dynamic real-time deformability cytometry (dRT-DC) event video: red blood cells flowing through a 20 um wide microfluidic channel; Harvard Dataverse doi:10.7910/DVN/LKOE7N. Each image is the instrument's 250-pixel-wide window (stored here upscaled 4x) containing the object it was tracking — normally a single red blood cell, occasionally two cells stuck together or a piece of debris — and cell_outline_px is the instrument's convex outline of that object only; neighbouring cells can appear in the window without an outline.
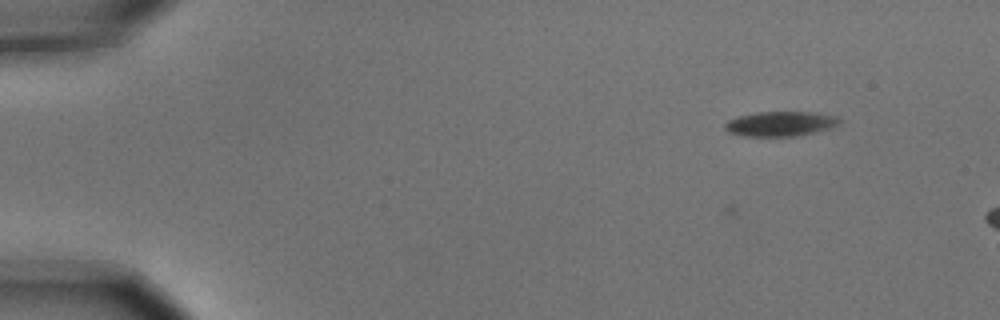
{"species": "common noctule bat (a hibernating species)", "species_latin": "Nyctalus noctula", "temperature_condition": "cold", "stored_images_in_passage": 5, "camera_frame_rate_fps": 3000, "um_per_image_px": 0.085, "animal": {"sex": "male", "body_mass_g": 15.6}, "frame": {"image": 1, "passage_image": 3, "time_ms": 0.667, "image_size_px": [1000, 320], "cell_outline_px": [[840, 120], [836, 124], [828, 128], [796, 136], [744, 136], [728, 132], [724, 128], [724, 124], [728, 120], [736, 116], [756, 112], [816, 112], [836, 116]], "centroid_in_image_um": [66.25, 10.51], "position_along_channel_um": 18.7, "area_um2": 16.42}}